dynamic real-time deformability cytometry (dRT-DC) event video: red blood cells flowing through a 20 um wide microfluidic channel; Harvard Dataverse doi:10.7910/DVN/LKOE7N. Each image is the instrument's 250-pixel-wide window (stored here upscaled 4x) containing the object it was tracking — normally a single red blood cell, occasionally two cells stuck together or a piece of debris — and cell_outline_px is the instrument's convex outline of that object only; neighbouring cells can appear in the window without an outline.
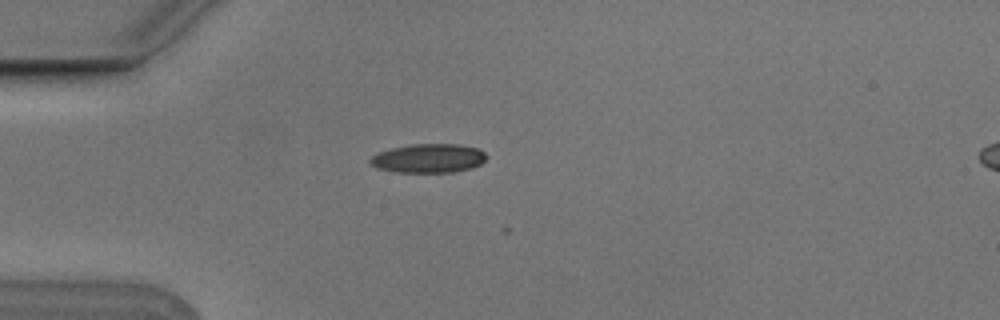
{"species": "Egyptian fruit bat (a non-hibernating species)", "species_latin": "Rousettus aegyptiacus", "temperature_condition": "cold", "stored_images_in_passage": 2, "camera_frame_rate_fps": 3000, "um_per_image_px": 0.085, "animal": {"sex": "male"}, "frame": {"image": 1, "passage_image": 1, "time_ms": 0.0, "image_size_px": [1000, 320], "cell_outline_px": [[488, 156], [480, 164], [472, 168], [452, 172], [396, 172], [376, 168], [368, 164], [368, 160], [372, 156], [380, 152], [392, 148], [412, 144], [460, 144], [480, 148]], "centroid_in_image_um": [36.43, 13.45], "position_along_channel_um": 48.6, "area_um2": 19.77}}